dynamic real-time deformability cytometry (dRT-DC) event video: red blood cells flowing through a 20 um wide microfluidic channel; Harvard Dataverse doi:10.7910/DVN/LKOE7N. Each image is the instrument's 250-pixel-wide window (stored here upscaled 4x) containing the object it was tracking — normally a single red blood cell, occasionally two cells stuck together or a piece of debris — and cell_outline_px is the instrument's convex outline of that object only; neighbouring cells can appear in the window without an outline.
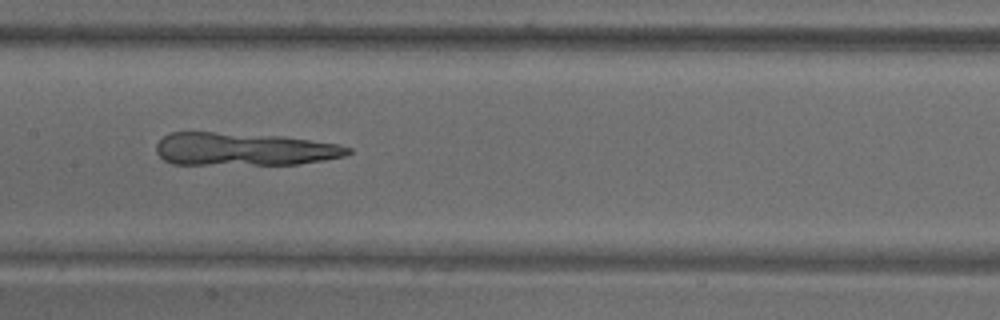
{"species": "common noctule bat (a hibernating species)", "species_latin": "Nyctalus noctula", "temperature_condition": "warm", "stored_images_in_passage": 70, "camera_frame_rate_fps": 3000, "um_per_image_px": 0.085, "animal": {"sex": "male", "body_mass_g": 18.8}, "frame": {"image": 1, "passage_image": 36, "time_ms": 11.667, "image_size_px": [1000, 320], "cell_outline_px": [[352, 152], [344, 156], [324, 160], [300, 164], [172, 164], [164, 160], [156, 152], [156, 144], [164, 136], [172, 132], [212, 132], [280, 136], [340, 144], [352, 148]], "centroid_in_image_um": [20.74, 12.68], "position_along_channel_um": 186.7, "area_um2": 36.7}}